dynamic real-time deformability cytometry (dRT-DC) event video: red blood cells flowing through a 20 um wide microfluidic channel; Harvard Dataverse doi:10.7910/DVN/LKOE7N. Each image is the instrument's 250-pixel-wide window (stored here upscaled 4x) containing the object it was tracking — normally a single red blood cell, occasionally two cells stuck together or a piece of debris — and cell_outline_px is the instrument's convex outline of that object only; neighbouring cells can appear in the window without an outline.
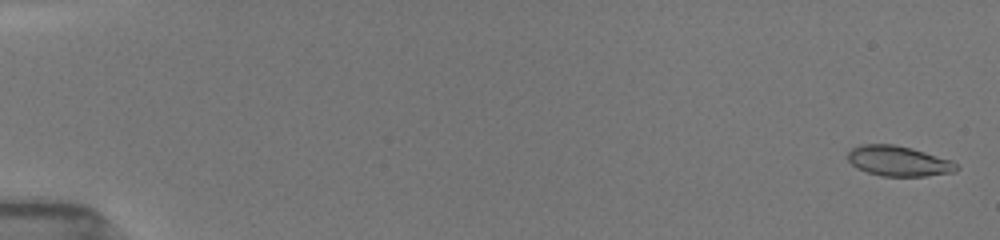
{"species": "common noctule bat (a hibernating species)", "species_latin": "Nyctalus noctula", "temperature_condition": "room temperature", "stored_images_in_passage": 42, "camera_frame_rate_fps": 3000, "um_per_image_px": 0.085, "animal": {"sex": "female", "body_mass_g": 19.5, "forearm_length_mm": 54.1}, "frame": {"image": 1, "passage_image": 3, "time_ms": 0.333, "image_size_px": [1000, 240], "cell_outline_px": [[960, 168], [956, 172], [924, 176], [880, 176], [856, 168], [848, 160], [848, 152], [852, 148], [860, 144], [892, 144], [912, 148], [952, 160]], "centroid_in_image_um": [76.39, 13.69], "position_along_channel_um": 8.6, "area_um2": 19.25}}
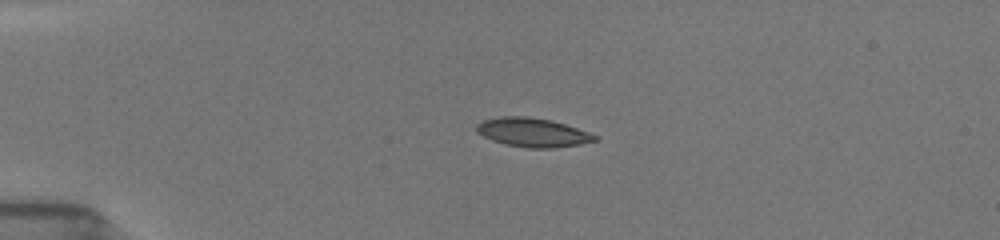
{"frame": {"image": 2, "passage_image": 25, "time_ms": 4.333, "image_size_px": [1000, 240], "cell_outline_px": [[600, 140], [580, 144], [552, 148], [528, 148], [504, 144], [492, 140], [476, 132], [476, 124], [484, 120], [500, 116], [528, 116], [552, 120], [588, 132], [596, 136]], "centroid_in_image_um": [45.26, 11.25], "position_along_channel_um": 39.7, "area_um2": 19.94}}
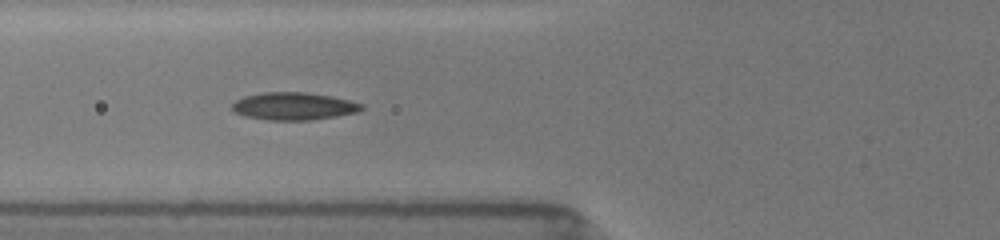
{"frame": {"image": 3, "passage_image": 41, "time_ms": 7.0, "image_size_px": [1000, 240], "cell_outline_px": [[364, 108], [360, 112], [312, 120], [268, 120], [244, 116], [236, 112], [232, 108], [232, 104], [236, 100], [244, 96], [264, 92], [308, 92], [332, 96], [364, 104]], "centroid_in_image_um": [25.0, 9.02], "position_along_channel_um": 100.8, "area_um2": 20.92}}